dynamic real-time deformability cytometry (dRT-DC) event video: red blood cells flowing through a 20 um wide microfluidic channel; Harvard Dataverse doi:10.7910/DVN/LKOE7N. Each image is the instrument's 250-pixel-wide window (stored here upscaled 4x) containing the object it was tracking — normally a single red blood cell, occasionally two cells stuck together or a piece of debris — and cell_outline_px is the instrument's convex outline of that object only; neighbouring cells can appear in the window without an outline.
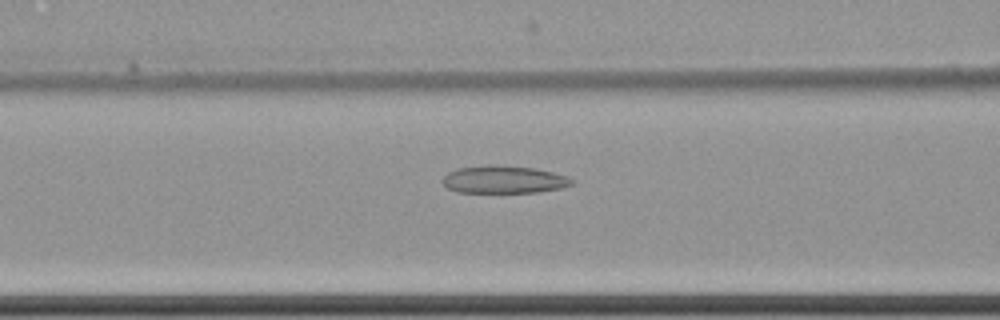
{"species": "common noctule bat (a hibernating species)", "species_latin": "Nyctalus noctula", "temperature_condition": "cold", "stored_images_in_passage": 60, "camera_frame_rate_fps": 3000, "um_per_image_px": 0.085, "animal": {"sex": "female", "body_mass_g": 22.7, "forearm_length_mm": 54.2}, "frame": {"image": 1, "passage_image": 26, "time_ms": 8.333, "image_size_px": [1000, 320], "cell_outline_px": [[576, 180], [572, 184], [564, 188], [540, 192], [456, 192], [448, 188], [440, 180], [448, 172], [456, 168], [496, 164], [536, 168], [568, 176]], "centroid_in_image_um": [42.86, 15.25], "position_along_channel_um": 123.7, "area_um2": 21.1}}
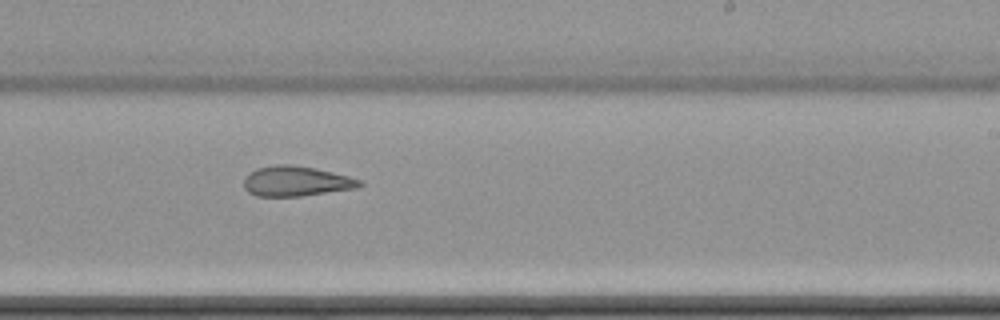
{"frame": {"image": 2, "passage_image": 38, "time_ms": 12.333, "image_size_px": [1000, 320], "cell_outline_px": [[364, 184], [356, 188], [300, 196], [256, 196], [248, 192], [244, 188], [244, 180], [248, 172], [256, 168], [276, 164], [292, 164], [316, 168], [348, 176], [360, 180]], "centroid_in_image_um": [25.13, 15.39], "position_along_channel_um": 263.9, "area_um2": 20.35}}
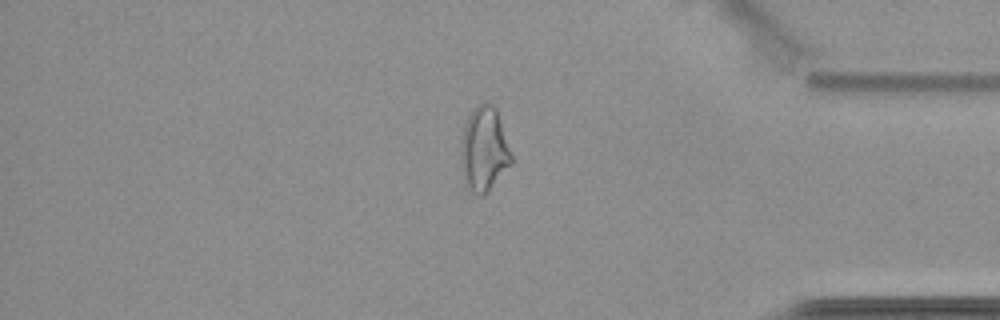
{"frame": {"image": 3, "passage_image": 51, "time_ms": 16.667, "image_size_px": [1000, 320], "cell_outline_px": [[512, 164], [484, 196], [480, 196], [472, 192], [464, 184], [460, 168], [460, 144], [464, 124], [472, 108], [480, 104], [492, 104], [496, 108], [512, 156]], "centroid_in_image_um": [41.11, 12.73], "position_along_channel_um": 394.1, "area_um2": 25.2}, "authors_computed_cell_mechanics": {"area_um2": 25.2586, "velocity_mm_per_s": 3.5057, "shape_relaxation_time_tau1_ms": null, "shape_relaxation_time_tau2_ms": 8.2382, "deformation_change_tau1": null, "deformation_change_tau2": 0.1907}}